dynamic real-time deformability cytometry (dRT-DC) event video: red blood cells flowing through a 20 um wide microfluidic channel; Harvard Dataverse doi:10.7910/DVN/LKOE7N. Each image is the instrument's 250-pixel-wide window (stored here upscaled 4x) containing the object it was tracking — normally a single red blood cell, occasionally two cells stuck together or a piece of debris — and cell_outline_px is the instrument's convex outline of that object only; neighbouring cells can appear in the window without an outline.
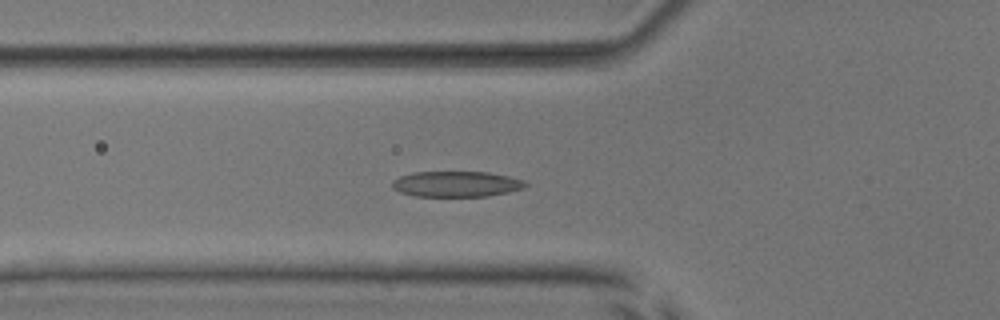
{"species": "common noctule bat (a hibernating species)", "species_latin": "Nyctalus noctula", "temperature_condition": "room temperature", "stored_images_in_passage": 37, "camera_frame_rate_fps": 3000, "um_per_image_px": 0.085, "animal": {"sex": "male", "body_mass_g": 17.9, "forearm_length_mm": 54.2}, "frame": {"image": 1, "passage_image": 3, "time_ms": 0.667, "image_size_px": [1000, 320], "cell_outline_px": [[528, 184], [524, 188], [508, 192], [488, 196], [412, 196], [400, 192], [392, 188], [392, 180], [400, 176], [412, 172], [488, 172], [508, 176], [524, 180]], "centroid_in_image_um": [38.77, 15.64], "position_along_channel_um": 87.0, "area_um2": 20.0}}
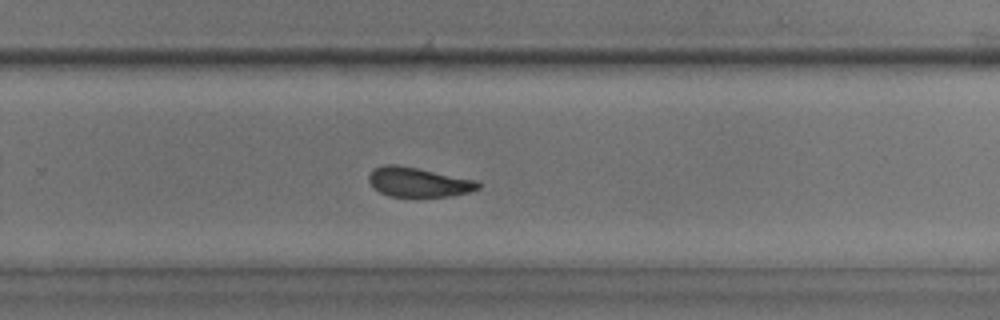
{"frame": {"image": 2, "passage_image": 19, "time_ms": 6.0, "image_size_px": [1000, 320], "cell_outline_px": [[480, 188], [468, 192], [452, 196], [388, 196], [372, 188], [368, 180], [368, 176], [372, 168], [384, 164], [400, 164], [476, 180], [480, 184]], "centroid_in_image_um": [35.51, 15.46], "position_along_channel_um": 294.3, "area_um2": 19.02}}
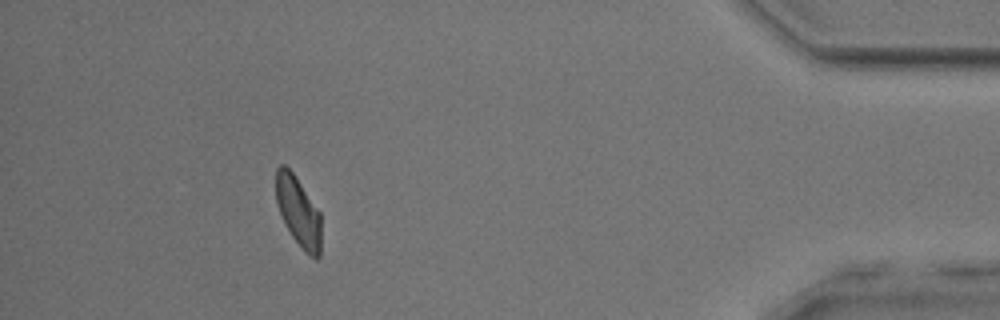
{"frame": {"image": 3, "passage_image": 32, "time_ms": 10.333, "image_size_px": [1000, 320], "cell_outline_px": [[320, 256], [316, 260], [304, 252], [292, 236], [276, 204], [276, 168], [280, 164], [284, 164], [292, 172], [320, 212]], "centroid_in_image_um": [25.36, 18.0], "position_along_channel_um": 409.8, "area_um2": 18.15}, "authors_computed_cell_mechanics": {"area_um2": 19.5364, "velocity_mm_per_s": 3.8926, "shape_relaxation_time_tau1_ms": 4.9727, "shape_relaxation_time_tau2_ms": 2.6435, "deformation_change_tau1": 0.1497, "deformation_change_tau2": 0.1001}}